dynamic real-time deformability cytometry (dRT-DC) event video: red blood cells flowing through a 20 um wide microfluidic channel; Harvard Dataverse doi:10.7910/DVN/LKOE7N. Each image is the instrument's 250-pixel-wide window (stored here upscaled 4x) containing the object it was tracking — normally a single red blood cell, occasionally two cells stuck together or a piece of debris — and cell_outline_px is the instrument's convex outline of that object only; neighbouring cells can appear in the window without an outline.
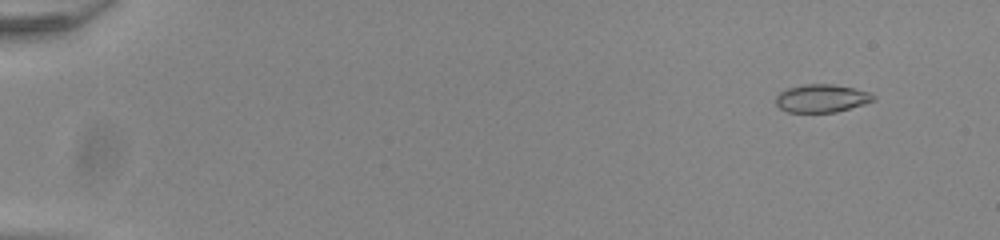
{"species": "common noctule bat (a hibernating species)", "species_latin": "Nyctalus noctula", "temperature_condition": "room temperature", "stored_images_in_passage": 54, "camera_frame_rate_fps": 3000, "um_per_image_px": 0.085, "animal": {"sex": "male", "body_mass_g": 20.0, "forearm_length_mm": 53.3}, "frame": {"image": 1, "passage_image": 5, "time_ms": 1.333, "image_size_px": [1000, 240], "cell_outline_px": [[876, 100], [864, 104], [836, 112], [788, 112], [780, 108], [776, 104], [776, 96], [780, 92], [788, 88], [804, 84], [832, 84], [852, 88], [868, 92], [876, 96]], "centroid_in_image_um": [69.84, 8.36], "position_along_channel_um": 15.2, "area_um2": 15.84}}
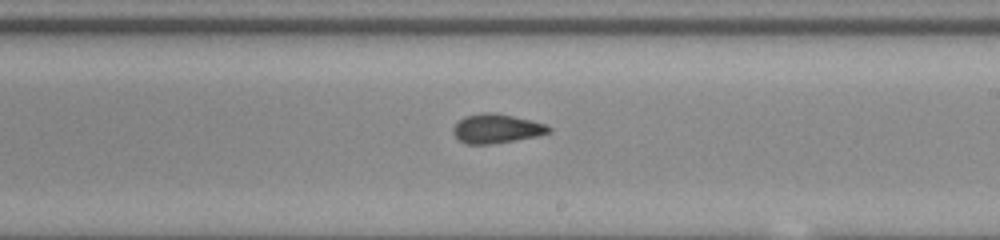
{"frame": {"image": 2, "passage_image": 34, "time_ms": 11.0, "image_size_px": [1000, 240], "cell_outline_px": [[552, 132], [536, 136], [516, 140], [492, 144], [468, 144], [460, 140], [452, 132], [452, 128], [464, 116], [480, 112], [496, 112], [532, 120], [544, 124], [552, 128]], "centroid_in_image_um": [42.21, 10.92], "position_along_channel_um": 246.8, "area_um2": 16.36}}
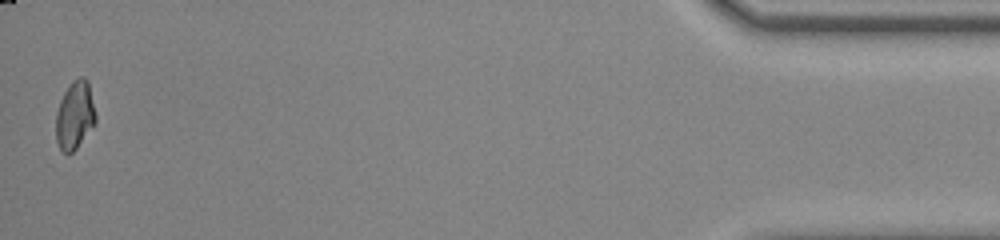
{"frame": {"image": 3, "passage_image": 54, "time_ms": 17.667, "image_size_px": [1000, 240], "cell_outline_px": [[96, 120], [76, 148], [68, 156], [60, 148], [56, 140], [56, 112], [60, 100], [68, 84], [72, 80], [80, 76], [84, 76], [88, 80], [96, 116]], "centroid_in_image_um": [6.34, 9.76], "position_along_channel_um": 428.9, "area_um2": 15.72}, "authors_computed_cell_mechanics": {"area_um2": 16.1262, "velocity_mm_per_s": 3.9314, "shape_relaxation_time_tau1_ms": 6.713, "shape_relaxation_time_tau2_ms": 1.0072, "deformation_change_tau1": 0.1654, "deformation_change_tau2": 0.0744}}